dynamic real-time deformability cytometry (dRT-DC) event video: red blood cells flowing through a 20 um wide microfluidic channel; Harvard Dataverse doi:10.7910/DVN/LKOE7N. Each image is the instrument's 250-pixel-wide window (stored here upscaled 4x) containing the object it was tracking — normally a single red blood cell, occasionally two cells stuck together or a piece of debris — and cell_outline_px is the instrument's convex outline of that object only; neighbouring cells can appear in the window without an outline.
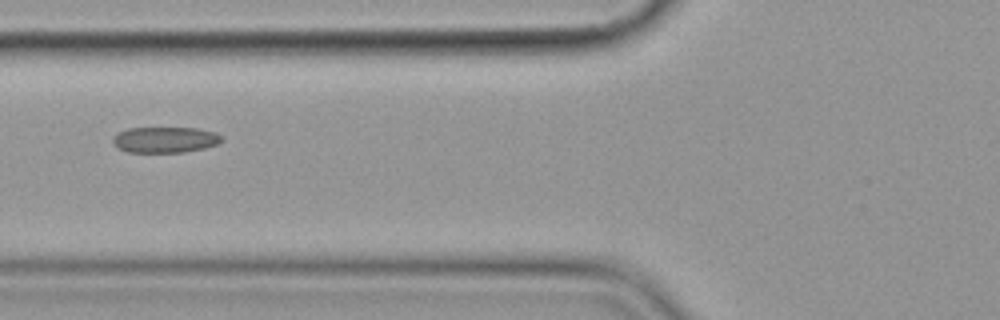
{"species": "common noctule bat (a hibernating species)", "species_latin": "Nyctalus noctula", "temperature_condition": "cold", "stored_images_in_passage": 7, "camera_frame_rate_fps": 3000, "um_per_image_px": 0.085, "animal": {"sex": "female", "body_mass_g": 19.9}, "frame": {"image": 1, "passage_image": 6, "time_ms": 6.667, "image_size_px": [1000, 320], "cell_outline_px": [[224, 140], [216, 144], [204, 148], [184, 152], [128, 152], [120, 148], [112, 140], [112, 136], [128, 128], [196, 128], [216, 132]], "centroid_in_image_um": [14.05, 11.87], "position_along_channel_um": 111.8, "area_um2": 16.24}}
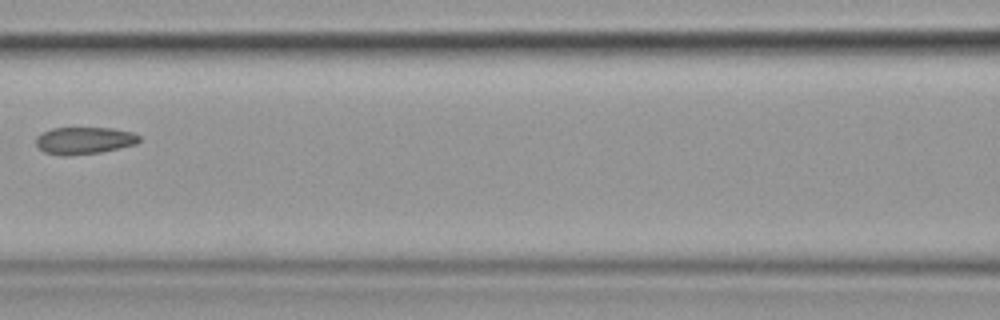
{"frame": {"image": 2, "passage_image": 7, "time_ms": 8.0, "image_size_px": [1000, 320], "cell_outline_px": [[140, 140], [136, 144], [120, 148], [100, 152], [64, 156], [44, 152], [36, 144], [36, 136], [52, 128], [112, 128], [132, 132], [140, 136]], "centroid_in_image_um": [7.17, 11.94], "position_along_channel_um": 159.4, "area_um2": 16.24}}